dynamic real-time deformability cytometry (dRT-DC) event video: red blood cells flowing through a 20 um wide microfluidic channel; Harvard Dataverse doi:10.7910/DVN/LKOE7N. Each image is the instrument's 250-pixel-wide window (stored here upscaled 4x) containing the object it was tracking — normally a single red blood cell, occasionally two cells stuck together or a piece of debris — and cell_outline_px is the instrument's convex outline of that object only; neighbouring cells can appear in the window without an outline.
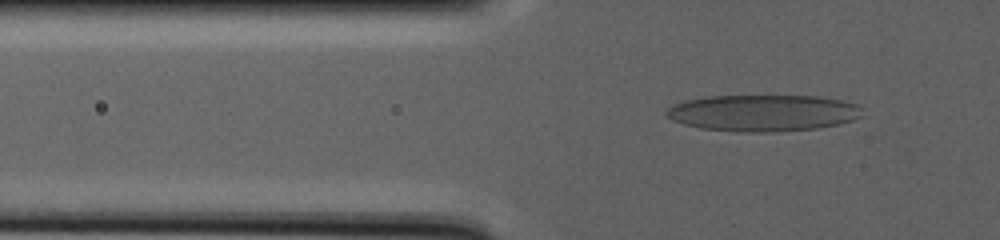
{"species": "human", "species_latin": "Homo sapiens", "temperature_condition": "warm", "stored_images_in_passage": 116, "camera_frame_rate_fps": 3000, "um_per_image_px": 0.085, "donor": {"sex": "male"}, "frame": {"image": 1, "passage_image": 44, "time_ms": 16.0, "image_size_px": [1000, 240], "cell_outline_px": [[864, 116], [840, 124], [816, 128], [772, 132], [752, 132], [700, 128], [684, 124], [672, 120], [664, 112], [672, 104], [684, 100], [704, 96], [816, 96], [840, 100], [856, 104], [860, 108]], "centroid_in_image_um": [64.84, 9.59], "position_along_channel_um": 61.0, "area_um2": 41.73}}
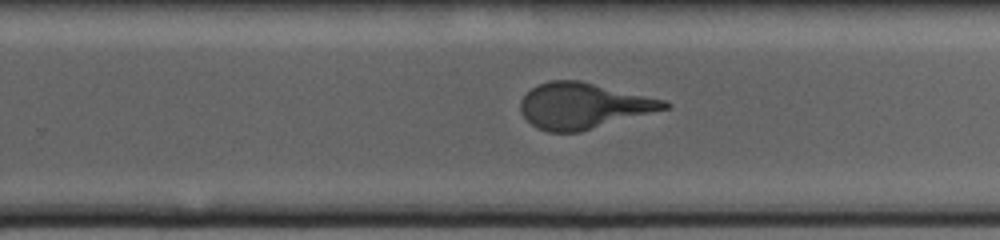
{"frame": {"image": 2, "passage_image": 82, "time_ms": 30.667, "image_size_px": [1000, 240], "cell_outline_px": [[672, 108], [580, 132], [548, 132], [536, 128], [520, 112], [520, 100], [532, 88], [548, 80], [580, 80], [668, 100], [672, 104]], "centroid_in_image_um": [49.65, 8.99], "position_along_channel_um": 280.1, "area_um2": 38.9}}
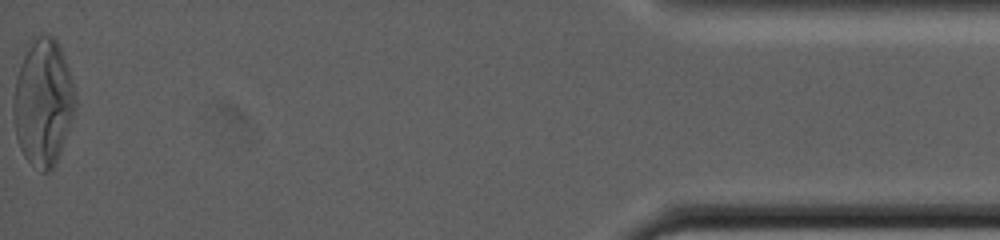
{"frame": {"image": 3, "passage_image": 116, "time_ms": 44.333, "image_size_px": [1000, 240], "cell_outline_px": [[76, 108], [56, 164], [52, 172], [40, 172], [24, 156], [20, 148], [16, 136], [12, 112], [12, 104], [16, 76], [20, 64], [28, 48], [36, 36], [48, 32], [56, 40], [60, 48], [68, 68], [76, 92]], "centroid_in_image_um": [3.67, 8.74], "position_along_channel_um": 431.5, "area_um2": 45.89}}